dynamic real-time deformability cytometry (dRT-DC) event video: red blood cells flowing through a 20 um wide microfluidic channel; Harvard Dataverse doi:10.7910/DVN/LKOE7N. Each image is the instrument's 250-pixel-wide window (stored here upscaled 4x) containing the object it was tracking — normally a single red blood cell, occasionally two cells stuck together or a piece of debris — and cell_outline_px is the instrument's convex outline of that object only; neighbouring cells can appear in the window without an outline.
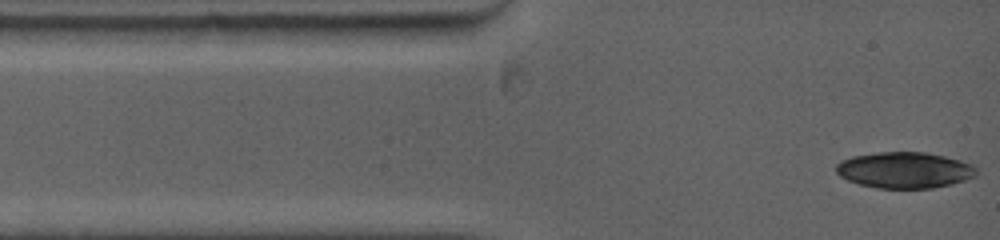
{"species": "common noctule bat (a hibernating species)", "species_latin": "Nyctalus noctula", "temperature_condition": "warm", "stored_images_in_passage": 3, "camera_frame_rate_fps": 5000, "um_per_image_px": 0.085, "animal": {"sex": "female", "body_mass_g": 19.0, "forearm_length_mm": 53.3}, "frame": {"image": 1, "passage_image": 1, "time_ms": 0.0, "image_size_px": [1000, 240], "cell_outline_px": [[976, 176], [952, 184], [932, 188], [876, 188], [860, 184], [848, 180], [840, 176], [836, 172], [836, 164], [840, 160], [852, 156], [880, 152], [924, 152], [944, 156], [960, 160], [972, 164], [976, 168]], "centroid_in_image_um": [76.88, 14.45], "position_along_channel_um": 8.1, "area_um2": 29.54}}